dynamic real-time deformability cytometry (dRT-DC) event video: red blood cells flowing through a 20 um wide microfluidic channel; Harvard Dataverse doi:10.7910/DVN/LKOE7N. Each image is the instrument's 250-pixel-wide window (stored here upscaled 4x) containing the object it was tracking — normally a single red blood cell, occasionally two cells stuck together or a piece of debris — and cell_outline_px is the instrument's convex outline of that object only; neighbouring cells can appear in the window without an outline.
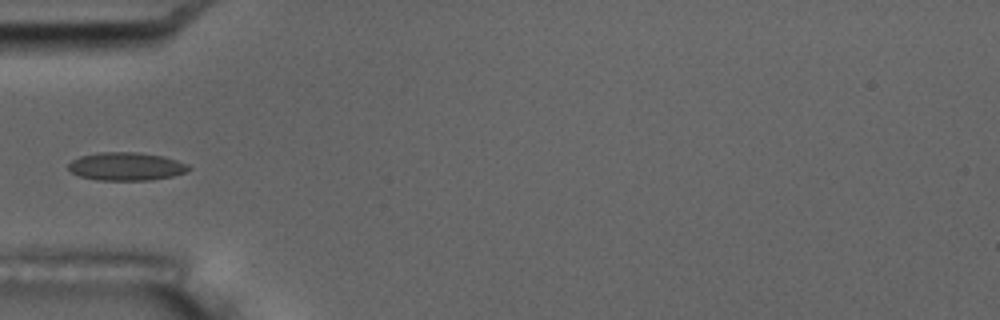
{"species": "common noctule bat (a hibernating species)", "species_latin": "Nyctalus noctula", "temperature_condition": "room temperature", "stored_images_in_passage": 3, "camera_frame_rate_fps": 3000, "um_per_image_px": 0.085, "animal": {"sex": "male", "body_mass_g": 17.5, "forearm_length_mm": 52.3}, "frame": {"image": 1, "passage_image": 2, "time_ms": 1.333, "image_size_px": [1000, 320], "cell_outline_px": [[192, 168], [184, 172], [172, 176], [152, 180], [96, 180], [80, 176], [72, 172], [68, 168], [68, 164], [72, 160], [80, 156], [96, 152], [140, 152], [164, 156], [188, 164]], "centroid_in_image_um": [10.72, 14.14], "position_along_channel_um": 74.3, "area_um2": 19.83}}